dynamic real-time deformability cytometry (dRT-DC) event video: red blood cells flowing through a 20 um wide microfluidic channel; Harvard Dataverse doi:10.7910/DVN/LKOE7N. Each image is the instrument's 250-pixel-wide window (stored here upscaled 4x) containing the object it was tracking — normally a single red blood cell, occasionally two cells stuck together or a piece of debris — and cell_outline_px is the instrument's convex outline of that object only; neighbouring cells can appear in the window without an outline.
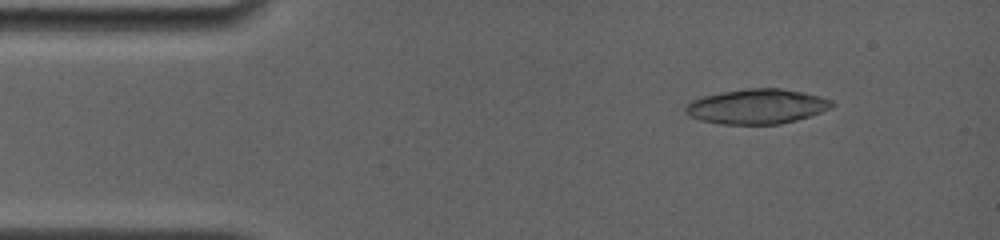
{"species": "common noctule bat (a hibernating species)", "species_latin": "Nyctalus noctula", "temperature_condition": "room temperature", "stored_images_in_passage": 15, "camera_frame_rate_fps": 4000, "um_per_image_px": 0.085, "animal": {"sex": "female", "body_mass_g": 19.0, "forearm_length_mm": 56.7}, "frame": {"image": 1, "passage_image": 9, "time_ms": 1.75, "image_size_px": [1000, 240], "cell_outline_px": [[832, 108], [796, 120], [780, 124], [724, 124], [700, 120], [688, 116], [684, 112], [684, 108], [692, 100], [704, 96], [744, 88], [780, 88], [820, 96], [832, 100]], "centroid_in_image_um": [64.31, 9.05], "position_along_channel_um": 20.7, "area_um2": 29.54}}